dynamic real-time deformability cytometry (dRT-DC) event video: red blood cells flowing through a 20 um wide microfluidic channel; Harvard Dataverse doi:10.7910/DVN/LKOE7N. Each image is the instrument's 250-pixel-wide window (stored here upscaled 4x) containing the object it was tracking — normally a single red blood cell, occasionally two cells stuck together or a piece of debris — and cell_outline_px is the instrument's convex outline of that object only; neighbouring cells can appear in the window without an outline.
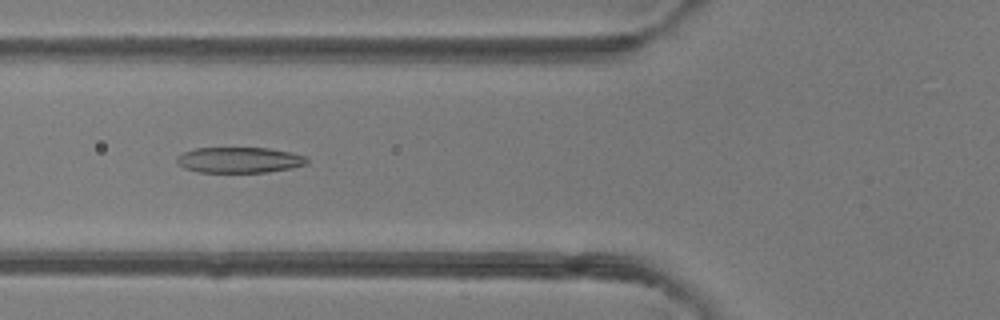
{"species": "common noctule bat (a hibernating species)", "species_latin": "Nyctalus noctula", "temperature_condition": "room temperature", "stored_images_in_passage": 4, "camera_frame_rate_fps": 3000, "um_per_image_px": 0.085, "animal": {"sex": "female"}, "frame": {"image": 1, "passage_image": 4, "time_ms": 3.333, "image_size_px": [1000, 320], "cell_outline_px": [[308, 164], [292, 168], [268, 172], [200, 172], [184, 168], [176, 160], [176, 156], [184, 152], [196, 148], [268, 148], [308, 156]], "centroid_in_image_um": [20.38, 13.6], "position_along_channel_um": 105.4, "area_um2": 19.48}}